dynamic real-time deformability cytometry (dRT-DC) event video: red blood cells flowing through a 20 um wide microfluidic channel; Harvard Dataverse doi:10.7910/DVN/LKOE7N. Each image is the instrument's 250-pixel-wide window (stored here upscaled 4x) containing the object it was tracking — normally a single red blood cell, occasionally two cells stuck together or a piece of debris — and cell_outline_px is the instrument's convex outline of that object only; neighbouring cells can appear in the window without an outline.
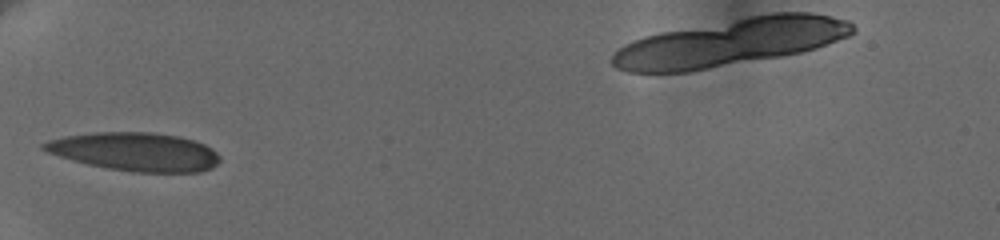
{"species": "human", "species_latin": "Homo sapiens", "temperature_condition": "cold", "stored_images_in_passage": 17, "camera_frame_rate_fps": 3000, "um_per_image_px": 0.085, "donor": {"sex": "female"}, "frame": {"image": 1, "passage_image": 3, "time_ms": 2.0, "image_size_px": [1000, 240], "cell_outline_px": [[220, 160], [212, 168], [200, 172], [132, 172], [108, 168], [88, 164], [72, 160], [48, 152], [40, 148], [40, 144], [48, 140], [64, 136], [92, 132], [152, 132], [180, 136], [204, 144], [212, 148], [220, 156]], "centroid_in_image_um": [11.48, 12.89], "position_along_channel_um": 73.5, "area_um2": 39.54}}
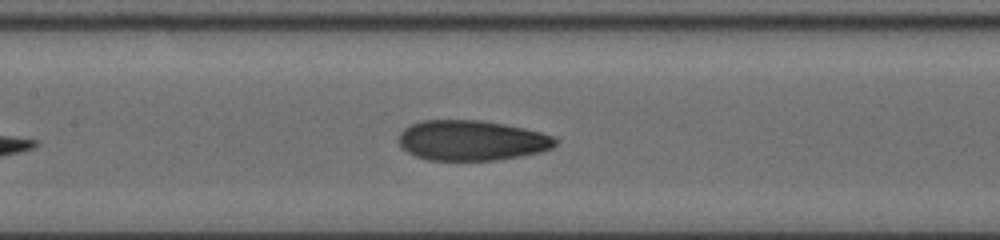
{"frame": {"image": 2, "passage_image": 7, "time_ms": 4.667, "image_size_px": [1000, 240], "cell_outline_px": [[556, 144], [552, 148], [540, 152], [520, 156], [496, 160], [428, 160], [416, 156], [400, 148], [396, 140], [400, 132], [408, 124], [420, 120], [480, 120], [504, 124], [524, 128], [540, 132], [552, 136], [556, 140]], "centroid_in_image_um": [40.01, 11.93], "position_along_channel_um": 167.4, "area_um2": 36.99}}
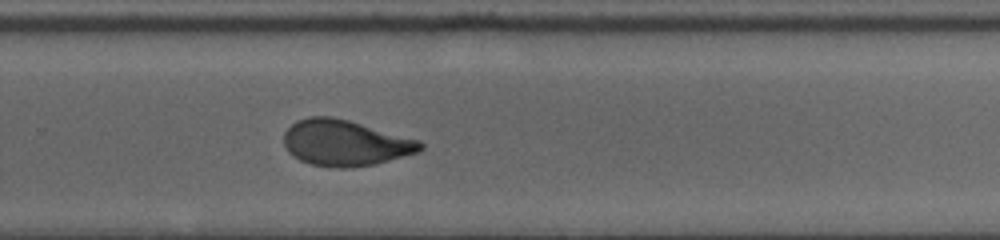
{"frame": {"image": 3, "passage_image": 15, "time_ms": 8.333, "image_size_px": [1000, 240], "cell_outline_px": [[424, 148], [416, 152], [376, 164], [348, 168], [332, 168], [312, 164], [300, 160], [288, 152], [284, 144], [284, 132], [296, 120], [308, 116], [332, 116], [348, 120], [420, 140], [424, 144]], "centroid_in_image_um": [29.32, 12.14], "position_along_channel_um": 300.5, "area_um2": 36.53}}